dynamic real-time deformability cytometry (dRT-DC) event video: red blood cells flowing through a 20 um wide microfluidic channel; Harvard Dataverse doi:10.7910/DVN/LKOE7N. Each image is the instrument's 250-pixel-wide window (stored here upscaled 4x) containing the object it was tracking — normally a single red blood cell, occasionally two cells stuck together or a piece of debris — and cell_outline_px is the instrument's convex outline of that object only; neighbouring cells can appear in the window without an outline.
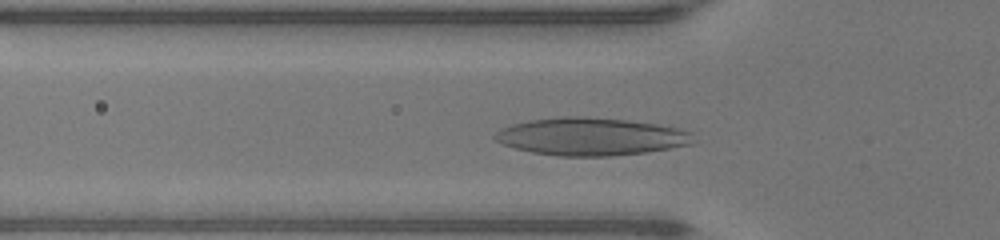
{"species": "human", "species_latin": "Homo sapiens", "temperature_condition": "warm", "stored_images_in_passage": 34, "camera_frame_rate_fps": 3000, "um_per_image_px": 0.085, "donor": {"sex": "male"}, "frame": {"image": 1, "passage_image": 9, "time_ms": 2.667, "image_size_px": [1000, 240], "cell_outline_px": [[692, 144], [644, 152], [608, 156], [560, 156], [532, 152], [516, 148], [504, 144], [496, 140], [492, 136], [500, 128], [512, 124], [528, 120], [560, 116], [580, 116], [628, 120], [656, 124], [680, 128], [692, 132]], "centroid_in_image_um": [50.2, 11.59], "position_along_channel_um": 75.6, "area_um2": 43.41}}
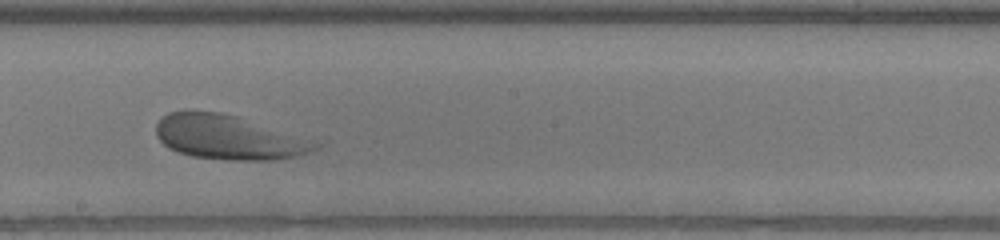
{"frame": {"image": 2, "passage_image": 20, "time_ms": 6.333, "image_size_px": [1000, 240], "cell_outline_px": [[320, 148], [312, 152], [296, 156], [272, 160], [228, 160], [192, 156], [176, 152], [168, 148], [156, 136], [156, 124], [168, 112], [220, 112], [236, 116], [320, 144]], "centroid_in_image_um": [19.37, 11.7], "position_along_channel_um": 228.8, "area_um2": 40.23}}
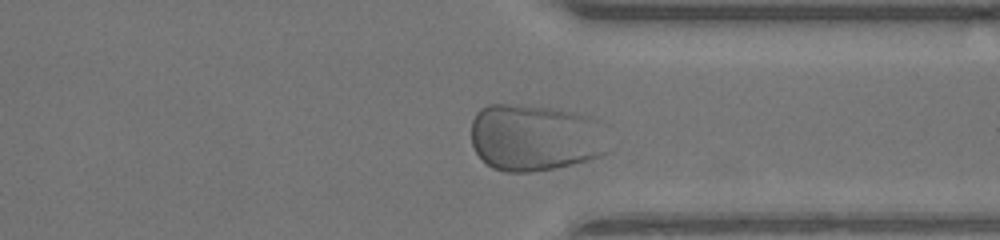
{"frame": {"image": 3, "passage_image": 30, "time_ms": 9.667, "image_size_px": [1000, 240], "cell_outline_px": [[608, 152], [600, 156], [588, 160], [572, 164], [552, 168], [528, 172], [504, 172], [492, 168], [476, 152], [472, 144], [472, 120], [476, 112], [480, 108], [488, 104], [520, 104], [552, 108], [576, 112], [588, 116], [596, 120]], "centroid_in_image_um": [45.41, 11.68], "position_along_channel_um": 366.0, "area_um2": 53.35}}